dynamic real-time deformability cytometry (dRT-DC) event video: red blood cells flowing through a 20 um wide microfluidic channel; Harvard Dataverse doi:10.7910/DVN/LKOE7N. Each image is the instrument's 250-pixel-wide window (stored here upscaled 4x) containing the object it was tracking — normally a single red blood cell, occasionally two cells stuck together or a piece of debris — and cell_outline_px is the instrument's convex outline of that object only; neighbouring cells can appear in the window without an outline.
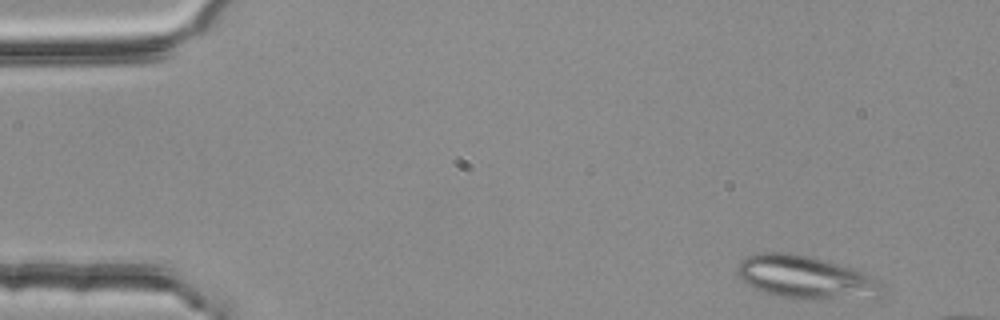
{"species": "common noctule bat (a hibernating species)", "species_latin": "Nyctalus noctula", "temperature_condition": "room temperature", "stored_images_in_passage": 4, "camera_frame_rate_fps": 3000, "um_per_image_px": 0.085, "animal": {"sex": "female", "body_mass_g": 25.1}, "frame": {"image": 1, "passage_image": 1, "time_ms": 0.0, "image_size_px": [1000, 320], "cell_outline_px": [[884, 296], [880, 300], [796, 300], [776, 296], [764, 292], [748, 284], [736, 272], [736, 268], [748, 256], [760, 252], [788, 252], [812, 256], [852, 268], [872, 276], [880, 280]], "centroid_in_image_um": [68.63, 23.63], "position_along_channel_um": 16.4, "area_um2": 37.45}}